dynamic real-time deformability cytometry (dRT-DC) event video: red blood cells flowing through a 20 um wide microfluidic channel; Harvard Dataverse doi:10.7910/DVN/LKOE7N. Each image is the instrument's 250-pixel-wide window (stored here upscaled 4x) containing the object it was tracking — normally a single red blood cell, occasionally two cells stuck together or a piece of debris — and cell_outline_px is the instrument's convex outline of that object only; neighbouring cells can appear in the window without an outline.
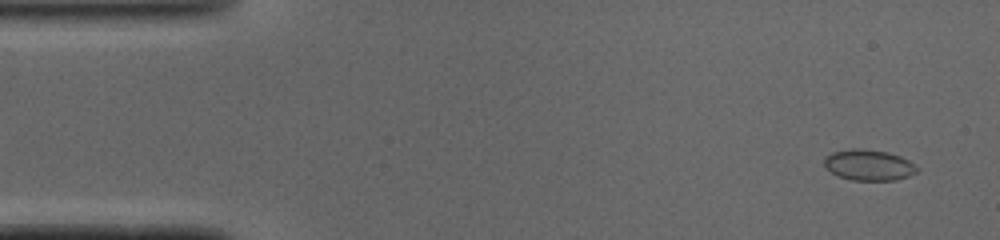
{"species": "common noctule bat (a hibernating species)", "species_latin": "Nyctalus noctula", "temperature_condition": "cold", "stored_images_in_passage": 49, "camera_frame_rate_fps": 3000, "um_per_image_px": 0.085, "animal": {"sex": "male", "body_mass_g": 19.0, "forearm_length_mm": 50.8}, "frame": {"image": 1, "passage_image": 3, "time_ms": 0.667, "image_size_px": [1000, 240], "cell_outline_px": [[920, 168], [916, 172], [908, 176], [896, 180], [852, 180], [836, 176], [824, 164], [824, 156], [832, 152], [852, 148], [860, 148], [888, 152], [900, 156], [908, 160]], "centroid_in_image_um": [73.84, 14.02], "position_along_channel_um": 11.2, "area_um2": 16.76}}
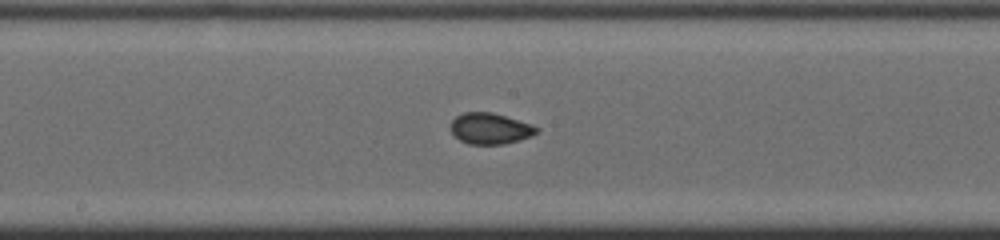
{"frame": {"image": 2, "passage_image": 25, "time_ms": 8.0, "image_size_px": [1000, 240], "cell_outline_px": [[540, 128], [532, 136], [520, 140], [504, 144], [468, 144], [460, 140], [452, 132], [452, 120], [456, 116], [464, 112], [492, 112], [532, 124]], "centroid_in_image_um": [41.69, 10.92], "position_along_channel_um": 206.5, "area_um2": 15.49}}
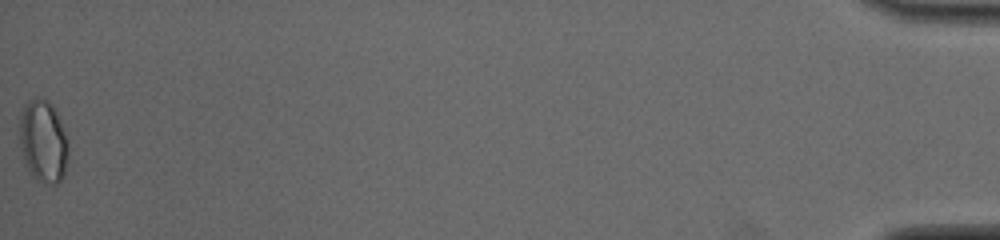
{"frame": {"image": 3, "passage_image": 49, "time_ms": 16.0, "image_size_px": [1000, 240], "cell_outline_px": [[68, 156], [64, 176], [56, 184], [48, 184], [36, 180], [28, 168], [24, 160], [20, 144], [20, 120], [24, 104], [28, 100], [36, 96], [52, 104], [56, 108], [68, 140]], "centroid_in_image_um": [3.7, 11.99], "position_along_channel_um": 431.5, "area_um2": 23.58}, "authors_computed_cell_mechanics": {"area_um2": 15.7794, "velocity_mm_per_s": 4.1179, "shape_relaxation_time_tau1_ms": 9.6372, "shape_relaxation_time_tau2_ms": 0.9944, "deformation_change_tau1": 0.1488, "deformation_change_tau2": 0.0456}}